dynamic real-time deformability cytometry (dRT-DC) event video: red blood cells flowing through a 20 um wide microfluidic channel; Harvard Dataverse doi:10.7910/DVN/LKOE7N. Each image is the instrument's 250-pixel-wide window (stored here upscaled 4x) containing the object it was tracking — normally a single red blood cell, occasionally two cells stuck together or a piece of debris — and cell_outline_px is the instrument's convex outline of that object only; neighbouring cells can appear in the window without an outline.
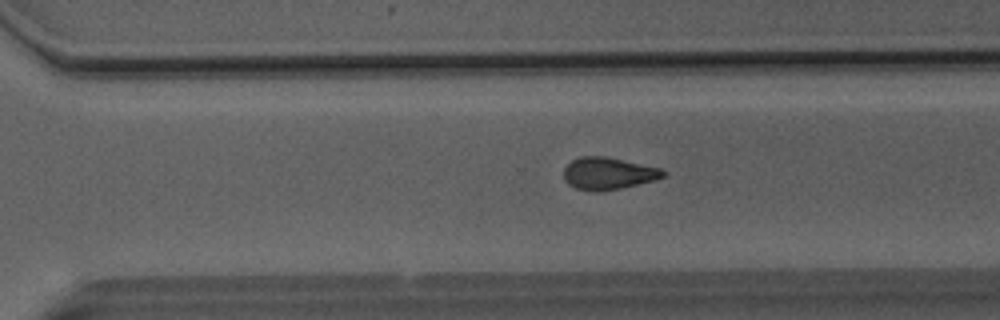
{"species": "Egyptian fruit bat (a non-hibernating species)", "species_latin": "Rousettus aegyptiacus", "temperature_condition": "room temperature", "stored_images_in_passage": 50, "camera_frame_rate_fps": 3000, "um_per_image_px": 0.085, "animal": {"sex": "male"}, "frame": {"image": 1, "passage_image": 35, "time_ms": 11.333, "image_size_px": [1000, 320], "cell_outline_px": [[668, 172], [664, 176], [652, 180], [620, 188], [600, 192], [588, 192], [576, 188], [568, 184], [564, 180], [564, 168], [572, 160], [580, 156], [604, 156], [660, 168]], "centroid_in_image_um": [51.65, 14.75], "position_along_channel_um": 319.0, "area_um2": 18.55}}
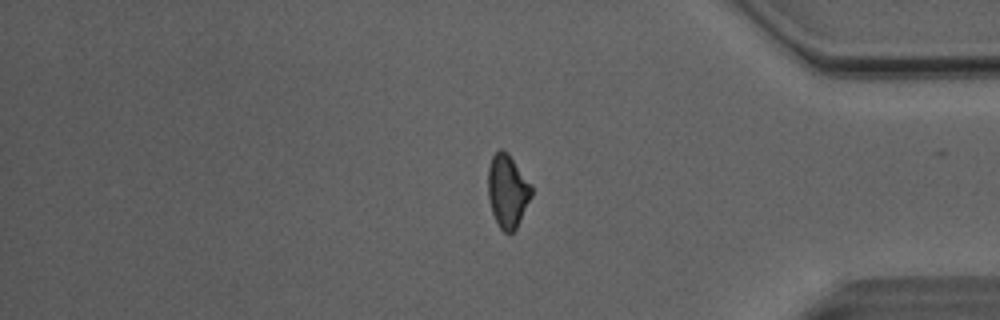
{"frame": {"image": 2, "passage_image": 42, "time_ms": 13.667, "image_size_px": [1000, 320], "cell_outline_px": [[532, 196], [516, 228], [512, 232], [504, 232], [500, 228], [492, 212], [488, 196], [488, 168], [492, 156], [500, 148], [504, 148], [508, 152], [532, 184]], "centroid_in_image_um": [43.15, 16.19], "position_along_channel_um": 392.1, "area_um2": 18.61}}
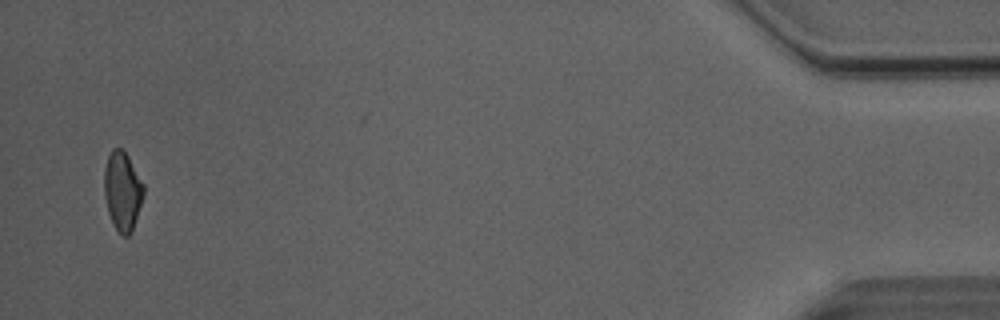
{"frame": {"image": 3, "passage_image": 49, "time_ms": 16.0, "image_size_px": [1000, 320], "cell_outline_px": [[144, 196], [132, 232], [128, 236], [120, 236], [108, 212], [104, 196], [104, 168], [108, 156], [112, 148], [124, 148], [144, 184]], "centroid_in_image_um": [10.42, 16.22], "position_along_channel_um": 424.8, "area_um2": 18.38}, "authors_computed_cell_mechanics": {"area_um2": 19.074, "velocity_mm_per_s": 4.1149, "shape_relaxation_time_tau1_ms": null, "shape_relaxation_time_tau2_ms": 2.1991, "deformation_change_tau1": null, "deformation_change_tau2": 0.084}}